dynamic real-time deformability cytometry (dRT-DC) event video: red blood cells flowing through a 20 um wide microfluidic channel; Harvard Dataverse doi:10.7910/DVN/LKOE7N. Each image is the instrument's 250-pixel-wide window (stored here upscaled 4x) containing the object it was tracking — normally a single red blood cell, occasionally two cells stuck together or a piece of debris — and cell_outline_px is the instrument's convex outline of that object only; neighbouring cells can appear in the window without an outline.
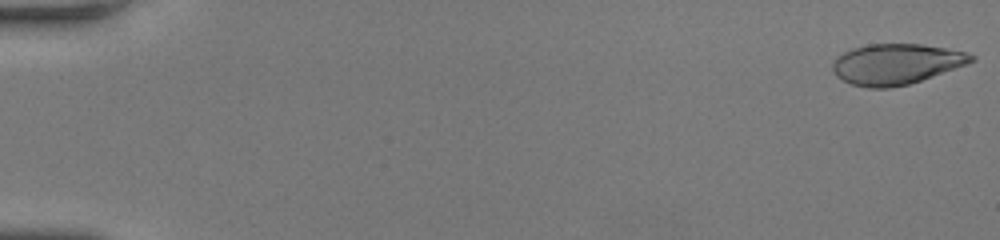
{"species": "human", "species_latin": "Homo sapiens", "temperature_condition": "room temperature", "stored_images_in_passage": 54, "camera_frame_rate_fps": 3000, "um_per_image_px": 0.085, "donor": {"sex": "female"}, "frame": {"image": 1, "passage_image": 1, "time_ms": 0.0, "image_size_px": [1000, 240], "cell_outline_px": [[976, 60], [920, 80], [908, 84], [888, 88], [868, 88], [852, 84], [836, 76], [832, 68], [832, 60], [836, 56], [852, 48], [868, 44], [920, 44], [968, 52], [976, 56]], "centroid_in_image_um": [76.13, 5.43], "position_along_channel_um": 8.9, "area_um2": 32.54}}
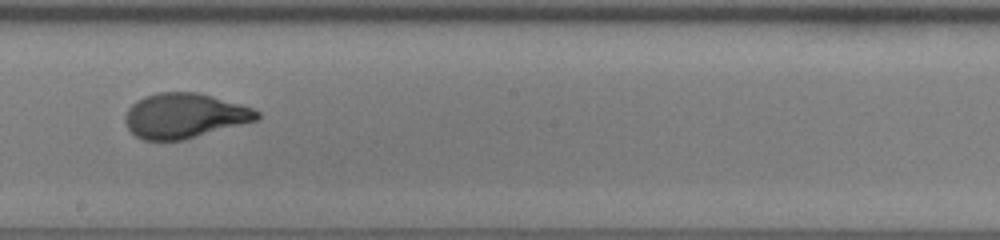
{"frame": {"image": 2, "passage_image": 32, "time_ms": 10.333, "image_size_px": [1000, 240], "cell_outline_px": [[260, 116], [256, 120], [184, 140], [144, 140], [136, 136], [128, 128], [124, 120], [124, 116], [128, 108], [136, 100], [144, 96], [160, 92], [196, 92], [212, 96], [240, 104], [252, 108], [260, 112]], "centroid_in_image_um": [15.65, 9.83], "position_along_channel_um": 232.6, "area_um2": 34.33}}
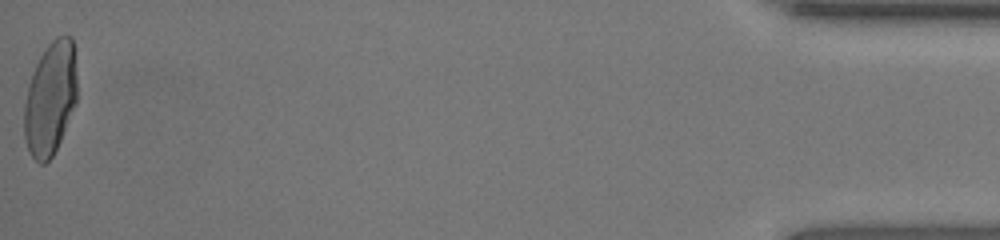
{"frame": {"image": 3, "passage_image": 54, "time_ms": 17.667, "image_size_px": [1000, 240], "cell_outline_px": [[76, 104], [60, 140], [52, 156], [44, 164], [40, 164], [32, 156], [28, 148], [24, 136], [24, 104], [28, 84], [32, 72], [40, 56], [48, 44], [56, 36], [72, 36], [76, 72]], "centroid_in_image_um": [4.27, 8.36], "position_along_channel_um": 430.9, "area_um2": 34.8}, "authors_computed_cell_mechanics": {"area_um2": 34.3332, "velocity_mm_per_s": 3.928, "shape_relaxation_time_tau1_ms": 5.5932, "shape_relaxation_time_tau2_ms": null, "deformation_change_tau1": 0.2605, "deformation_change_tau2": null}}